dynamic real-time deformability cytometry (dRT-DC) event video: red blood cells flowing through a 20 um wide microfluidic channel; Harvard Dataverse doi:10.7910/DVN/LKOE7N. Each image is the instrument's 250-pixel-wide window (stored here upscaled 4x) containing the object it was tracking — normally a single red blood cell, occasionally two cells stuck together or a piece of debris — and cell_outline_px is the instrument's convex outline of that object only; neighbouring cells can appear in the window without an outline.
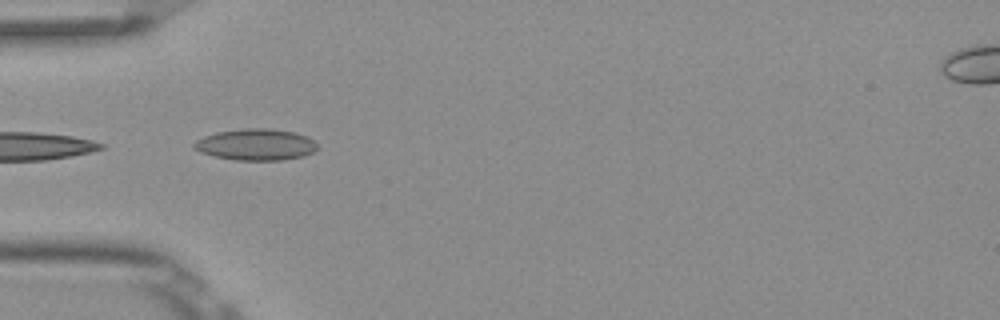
{"species": "Egyptian fruit bat (a non-hibernating species)", "species_latin": "Rousettus aegyptiacus", "temperature_condition": "room temperature", "stored_images_in_passage": 5, "camera_frame_rate_fps": 3000, "um_per_image_px": 0.085, "frame": {"image": 1, "passage_image": 5, "time_ms": 1.333, "image_size_px": [1000, 320], "cell_outline_px": [[316, 148], [312, 152], [304, 156], [284, 160], [236, 160], [216, 156], [200, 152], [192, 148], [192, 144], [196, 140], [204, 136], [216, 132], [244, 128], [268, 128], [296, 132], [308, 136], [316, 144]], "centroid_in_image_um": [21.73, 12.28], "position_along_channel_um": 63.3, "area_um2": 22.66}}